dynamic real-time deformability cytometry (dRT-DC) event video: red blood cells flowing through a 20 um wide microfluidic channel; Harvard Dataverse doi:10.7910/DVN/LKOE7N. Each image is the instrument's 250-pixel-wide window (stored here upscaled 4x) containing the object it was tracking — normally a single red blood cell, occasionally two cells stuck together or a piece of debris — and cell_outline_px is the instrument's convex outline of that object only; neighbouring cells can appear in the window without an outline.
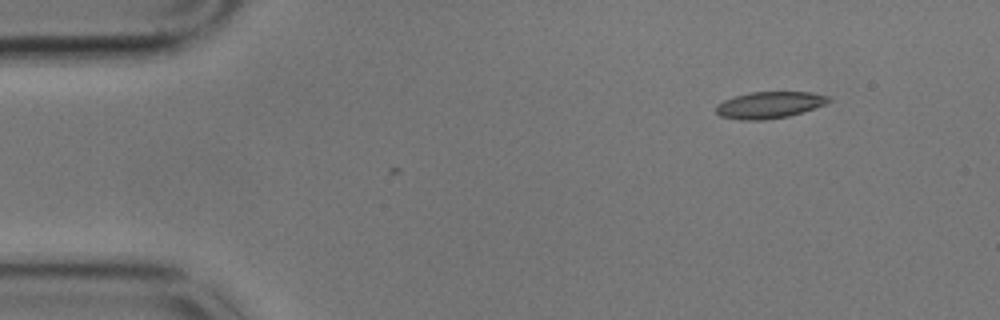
{"species": "common noctule bat (a hibernating species)", "species_latin": "Nyctalus noctula", "temperature_condition": "cold", "stored_images_in_passage": 2, "camera_frame_rate_fps": 3000, "um_per_image_px": 0.085, "animal": {"sex": "male", "body_mass_g": 17.9}, "frame": {"image": 1, "passage_image": 2, "time_ms": 0.333, "image_size_px": [1000, 320], "cell_outline_px": [[832, 100], [824, 104], [788, 116], [764, 120], [740, 120], [720, 116], [716, 112], [716, 104], [724, 100], [736, 96], [752, 92], [812, 92], [828, 96]], "centroid_in_image_um": [65.36, 8.92], "position_along_channel_um": 19.6, "area_um2": 17.28}}